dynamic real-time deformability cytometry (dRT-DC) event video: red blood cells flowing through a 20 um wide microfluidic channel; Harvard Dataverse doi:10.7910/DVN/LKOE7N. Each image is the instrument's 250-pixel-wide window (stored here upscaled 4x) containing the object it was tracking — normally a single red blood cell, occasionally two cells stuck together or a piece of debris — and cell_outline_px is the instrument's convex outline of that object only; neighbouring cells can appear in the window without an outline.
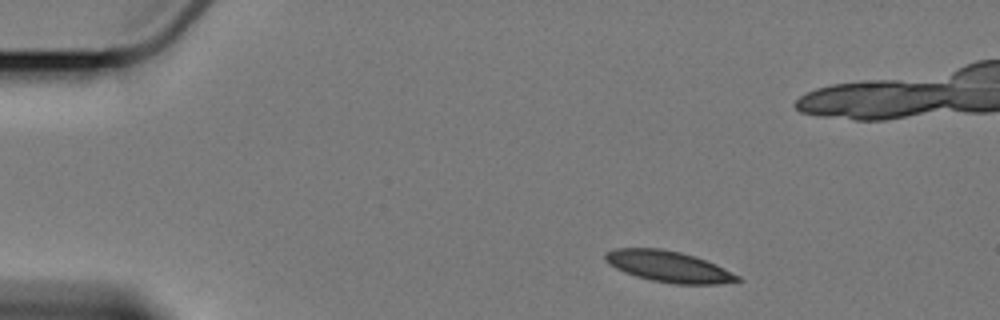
{"species": "Egyptian fruit bat (a non-hibernating species)", "species_latin": "Rousettus aegyptiacus", "temperature_condition": "cold", "stored_images_in_passage": 11, "camera_frame_rate_fps": 3000, "um_per_image_px": 0.085, "animal": {"sex": "female"}, "frame": {"image": 1, "passage_image": 1, "time_ms": 0.0, "image_size_px": [1000, 320], "cell_outline_px": [[744, 280], [720, 284], [676, 284], [652, 280], [636, 276], [624, 272], [608, 264], [604, 260], [604, 252], [612, 248], [660, 248], [680, 252], [696, 256], [716, 264], [740, 276]], "centroid_in_image_um": [56.82, 22.65], "position_along_channel_um": 28.2, "area_um2": 24.16}}
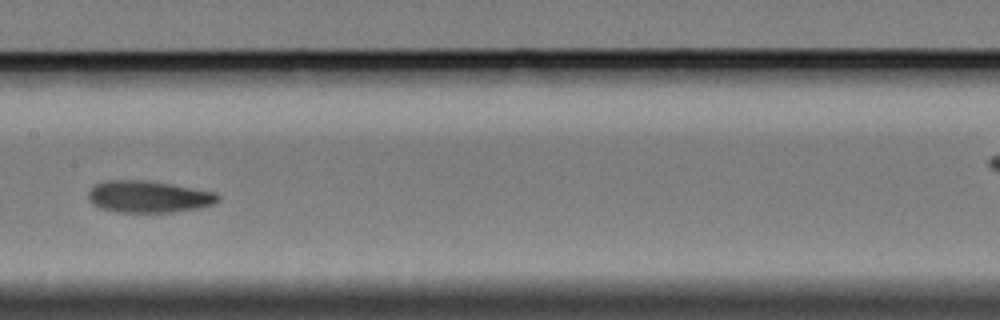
{"frame": {"image": 2, "passage_image": 7, "time_ms": 7.0, "image_size_px": [1000, 320], "cell_outline_px": [[220, 200], [216, 204], [196, 208], [172, 212], [112, 212], [100, 208], [92, 204], [88, 200], [88, 192], [96, 184], [104, 180], [148, 180], [172, 184], [216, 192], [220, 196]], "centroid_in_image_um": [12.62, 16.72], "position_along_channel_um": 194.8, "area_um2": 24.33}}
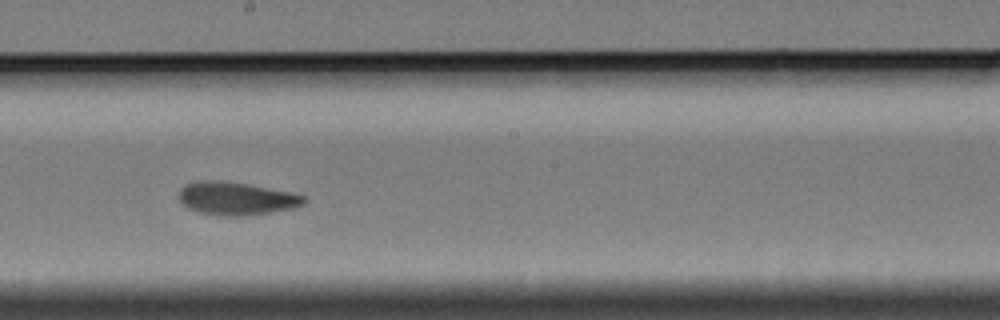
{"frame": {"image": 3, "passage_image": 8, "time_ms": 8.0, "image_size_px": [1000, 320], "cell_outline_px": [[308, 200], [304, 204], [296, 208], [240, 216], [224, 216], [196, 212], [188, 208], [180, 200], [180, 188], [184, 184], [200, 180], [220, 180], [248, 184], [292, 192], [308, 196]], "centroid_in_image_um": [20.12, 16.86], "position_along_channel_um": 228.1, "area_um2": 24.28}}